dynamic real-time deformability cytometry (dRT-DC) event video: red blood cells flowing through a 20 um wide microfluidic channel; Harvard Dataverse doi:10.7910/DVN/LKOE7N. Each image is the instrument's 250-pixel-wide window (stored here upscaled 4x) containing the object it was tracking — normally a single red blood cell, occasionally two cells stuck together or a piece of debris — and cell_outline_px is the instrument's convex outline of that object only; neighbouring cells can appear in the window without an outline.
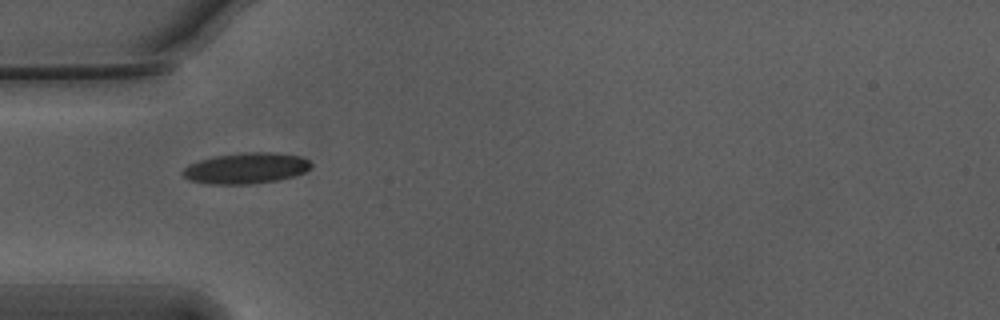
{"species": "Egyptian fruit bat (a non-hibernating species)", "species_latin": "Rousettus aegyptiacus", "temperature_condition": "warm", "stored_images_in_passage": 21, "camera_frame_rate_fps": 3000, "um_per_image_px": 0.085, "animal": {"sex": "male"}, "frame": {"image": 1, "passage_image": 1, "time_ms": 0.0, "image_size_px": [1000, 320], "cell_outline_px": [[312, 164], [304, 172], [292, 176], [276, 180], [252, 184], [212, 184], [188, 180], [184, 176], [184, 168], [188, 164], [212, 156], [240, 152], [276, 152], [300, 156], [308, 160]], "centroid_in_image_um": [20.89, 14.28], "position_along_channel_um": 64.1, "area_um2": 23.06}}